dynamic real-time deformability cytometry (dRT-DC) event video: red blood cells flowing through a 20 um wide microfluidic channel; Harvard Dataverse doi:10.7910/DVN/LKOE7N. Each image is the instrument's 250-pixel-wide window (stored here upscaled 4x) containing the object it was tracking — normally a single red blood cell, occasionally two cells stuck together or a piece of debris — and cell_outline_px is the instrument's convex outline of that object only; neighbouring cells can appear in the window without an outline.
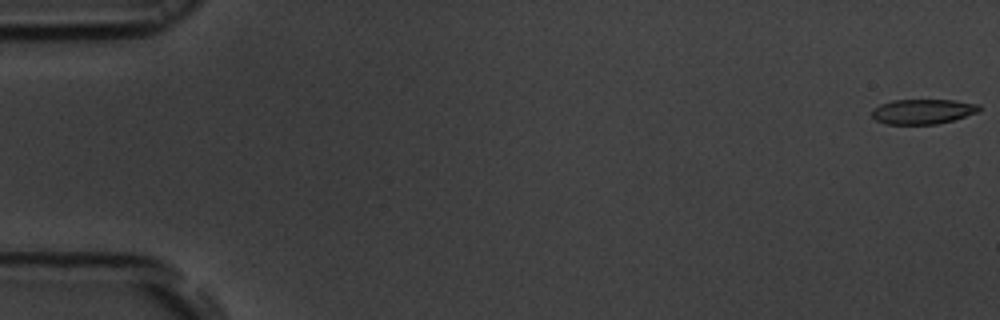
{"species": "common noctule bat (a hibernating species)", "species_latin": "Nyctalus noctula", "temperature_condition": "room temperature", "stored_images_in_passage": 15, "camera_frame_rate_fps": 3000, "um_per_image_px": 0.085, "animal": {"sex": "male", "body_mass_g": 19.5, "forearm_length_mm": 54.6}, "frame": {"image": 1, "passage_image": 1, "time_ms": 0.0, "image_size_px": [1000, 320], "cell_outline_px": [[980, 112], [952, 120], [936, 124], [884, 124], [876, 120], [872, 116], [872, 108], [880, 104], [892, 100], [956, 100], [980, 104]], "centroid_in_image_um": [78.44, 9.47], "position_along_channel_um": 6.6, "area_um2": 15.72}}
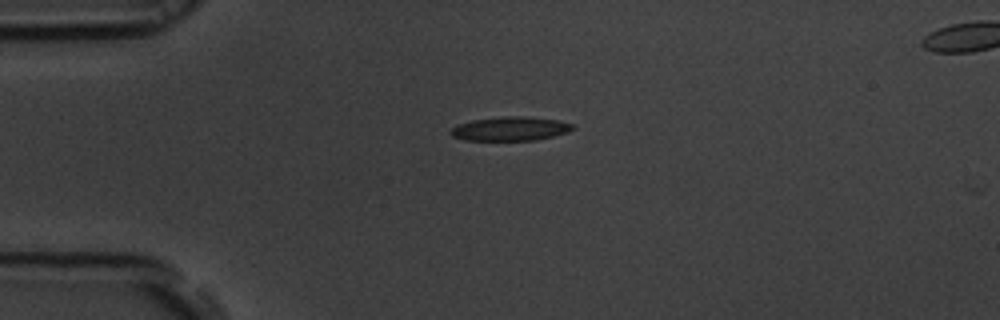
{"frame": {"image": 2, "passage_image": 14, "time_ms": 4.333, "image_size_px": [1000, 320], "cell_outline_px": [[576, 128], [568, 132], [536, 140], [464, 140], [452, 136], [448, 132], [452, 128], [460, 124], [472, 120], [504, 116], [524, 116], [556, 120], [572, 124]], "centroid_in_image_um": [43.37, 10.94], "position_along_channel_um": 41.6, "area_um2": 16.94}}